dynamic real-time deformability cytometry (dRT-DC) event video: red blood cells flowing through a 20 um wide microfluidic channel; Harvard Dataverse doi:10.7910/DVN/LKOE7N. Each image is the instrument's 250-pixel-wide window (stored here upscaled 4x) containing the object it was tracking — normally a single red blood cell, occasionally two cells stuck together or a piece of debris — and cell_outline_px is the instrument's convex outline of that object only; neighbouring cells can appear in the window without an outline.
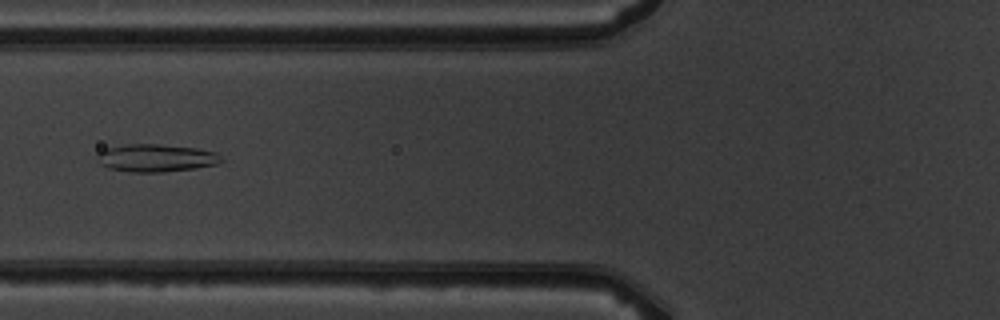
{"species": "common noctule bat (a hibernating species)", "species_latin": "Nyctalus noctula", "temperature_condition": "warm", "stored_images_in_passage": 6, "camera_frame_rate_fps": 3000, "um_per_image_px": 0.085, "animal": {"sex": "male", "body_mass_g": 19.5, "forearm_length_mm": 54.6}, "frame": {"image": 1, "passage_image": 6, "time_ms": 6.0, "image_size_px": [1000, 320], "cell_outline_px": [[224, 160], [216, 164], [196, 168], [164, 172], [128, 172], [108, 168], [100, 164], [96, 160], [96, 152], [104, 148], [124, 144], [160, 144], [196, 148], [216, 152]], "centroid_in_image_um": [13.2, 13.42], "position_along_channel_um": 112.6, "area_um2": 20.35}}